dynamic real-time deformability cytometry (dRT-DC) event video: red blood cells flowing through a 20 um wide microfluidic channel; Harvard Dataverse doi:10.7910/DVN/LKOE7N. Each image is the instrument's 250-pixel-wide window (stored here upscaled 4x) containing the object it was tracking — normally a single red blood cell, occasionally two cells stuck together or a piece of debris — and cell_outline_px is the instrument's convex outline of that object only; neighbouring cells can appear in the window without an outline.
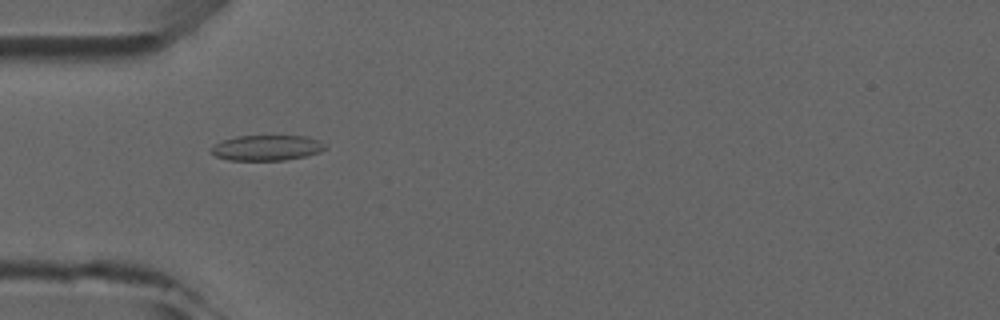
{"species": "common noctule bat (a hibernating species)", "species_latin": "Nyctalus noctula", "temperature_condition": "room temperature", "stored_images_in_passage": 6, "camera_frame_rate_fps": 3000, "um_per_image_px": 0.085, "animal": {"sex": "male", "forearm_length_mm": 52.5}, "frame": {"image": 1, "passage_image": 4, "time_ms": 3.333, "image_size_px": [1000, 320], "cell_outline_px": [[328, 148], [320, 152], [304, 156], [284, 160], [228, 160], [216, 156], [212, 152], [212, 148], [216, 144], [224, 140], [236, 136], [308, 136], [324, 144]], "centroid_in_image_um": [22.7, 12.56], "position_along_channel_um": 62.3, "area_um2": 16.65}}
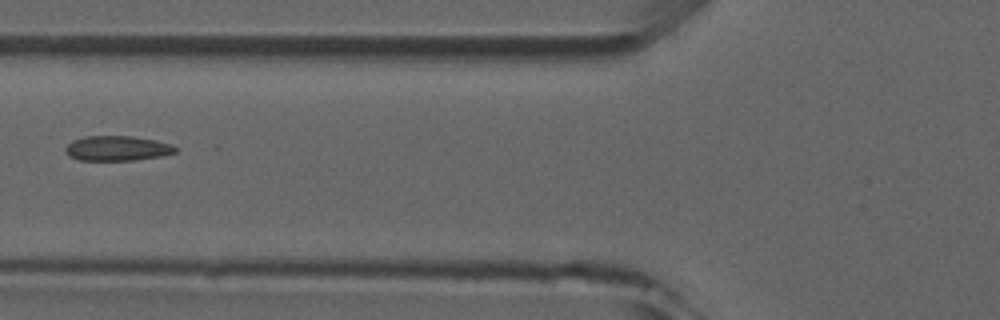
{"frame": {"image": 2, "passage_image": 5, "time_ms": 4.667, "image_size_px": [1000, 320], "cell_outline_px": [[176, 152], [164, 156], [132, 160], [80, 160], [68, 156], [64, 152], [64, 148], [72, 140], [84, 136], [132, 136], [156, 140], [172, 144], [176, 148]], "centroid_in_image_um": [9.94, 12.6], "position_along_channel_um": 115.9, "area_um2": 16.13}}
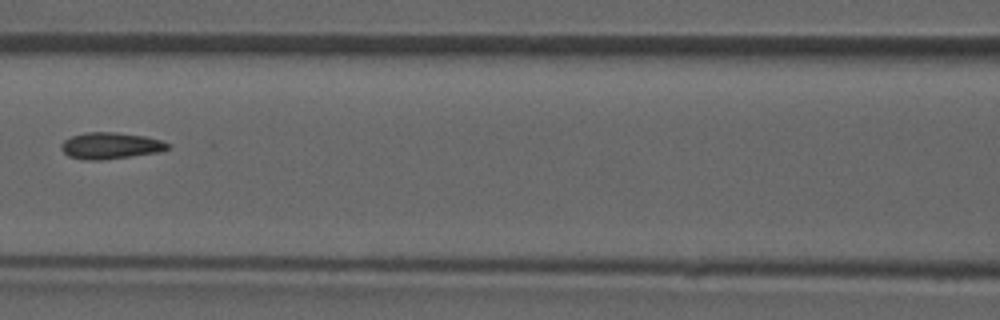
{"frame": {"image": 3, "passage_image": 6, "time_ms": 5.667, "image_size_px": [1000, 320], "cell_outline_px": [[172, 148], [160, 152], [100, 160], [84, 160], [68, 156], [60, 148], [60, 144], [64, 140], [72, 136], [84, 132], [116, 132], [144, 136], [160, 140], [172, 144]], "centroid_in_image_um": [9.41, 12.38], "position_along_channel_um": 157.2, "area_um2": 16.59}}